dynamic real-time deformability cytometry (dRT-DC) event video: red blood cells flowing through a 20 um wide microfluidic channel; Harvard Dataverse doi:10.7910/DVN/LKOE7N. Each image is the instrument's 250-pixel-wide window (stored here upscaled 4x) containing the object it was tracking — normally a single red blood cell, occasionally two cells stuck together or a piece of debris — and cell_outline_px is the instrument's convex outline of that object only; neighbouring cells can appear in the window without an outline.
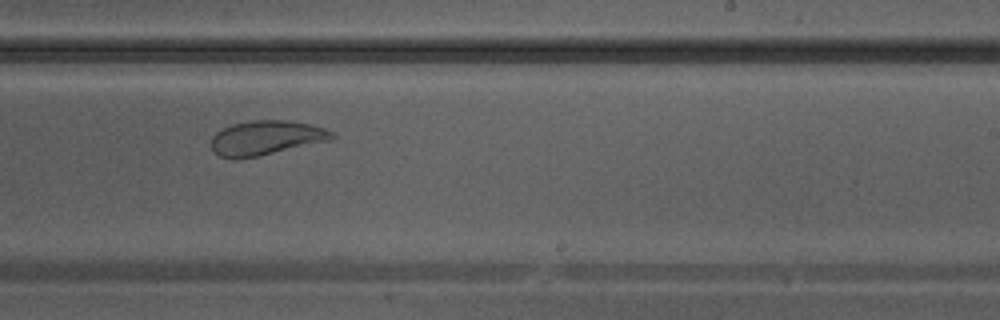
{"species": "Egyptian fruit bat (a non-hibernating species)", "species_latin": "Rousettus aegyptiacus", "temperature_condition": "warm", "stored_images_in_passage": 36, "camera_frame_rate_fps": 3000, "um_per_image_px": 0.085, "animal": {"sex": "male"}, "frame": {"image": 1, "passage_image": 21, "time_ms": 6.667, "image_size_px": [1000, 320], "cell_outline_px": [[336, 136], [332, 140], [260, 156], [236, 160], [220, 156], [212, 152], [212, 136], [216, 132], [232, 124], [252, 120], [288, 120], [308, 124], [324, 128], [332, 132]], "centroid_in_image_um": [22.6, 11.73], "position_along_channel_um": 266.4, "area_um2": 24.45}}